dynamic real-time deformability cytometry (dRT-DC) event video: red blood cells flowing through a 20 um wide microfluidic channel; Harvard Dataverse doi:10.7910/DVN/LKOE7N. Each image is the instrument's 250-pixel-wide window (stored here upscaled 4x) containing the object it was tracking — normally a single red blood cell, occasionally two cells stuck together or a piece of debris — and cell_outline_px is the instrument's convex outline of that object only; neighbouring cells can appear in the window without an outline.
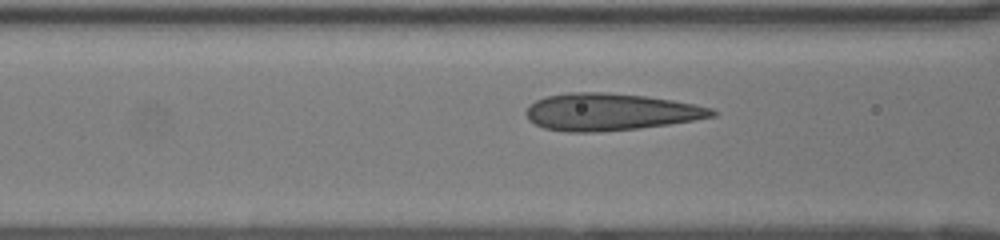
{"species": "human", "species_latin": "Homo sapiens", "temperature_condition": "room temperature", "stored_images_in_passage": 33, "camera_frame_rate_fps": 3000, "um_per_image_px": 0.085, "donor": {"sex": "female"}, "frame": {"image": 1, "passage_image": 13, "time_ms": 4.0, "image_size_px": [1000, 240], "cell_outline_px": [[720, 112], [716, 116], [668, 124], [640, 128], [596, 132], [568, 132], [544, 128], [528, 120], [524, 112], [536, 100], [544, 96], [568, 92], [608, 92], [644, 96], [672, 100], [696, 104], [712, 108]], "centroid_in_image_um": [51.88, 9.51], "position_along_channel_um": 114.7, "area_um2": 40.34}}
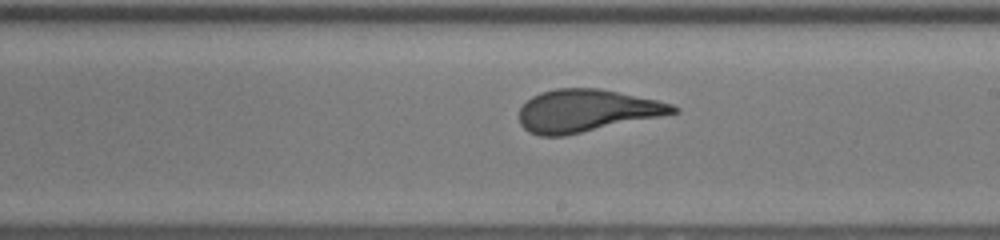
{"frame": {"image": 2, "passage_image": 22, "time_ms": 7.0, "image_size_px": [1000, 240], "cell_outline_px": [[680, 112], [564, 136], [540, 136], [528, 132], [520, 124], [520, 108], [532, 96], [540, 92], [556, 88], [600, 88], [656, 100], [672, 104], [680, 108]], "centroid_in_image_um": [49.84, 9.41], "position_along_channel_um": 239.2, "area_um2": 37.92}}
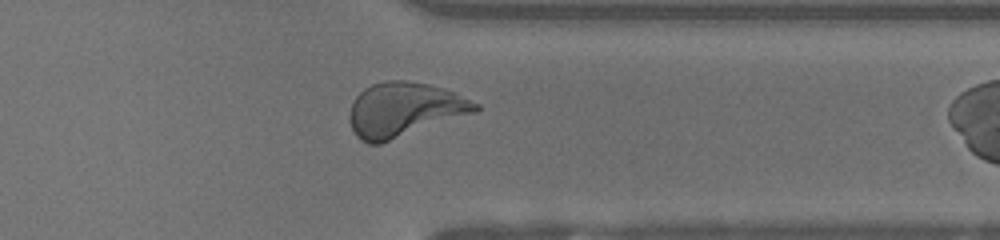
{"frame": {"image": 3, "passage_image": 32, "time_ms": 10.333, "image_size_px": [1000, 240], "cell_outline_px": [[480, 108], [476, 112], [380, 144], [368, 144], [360, 140], [356, 136], [352, 128], [348, 116], [352, 104], [356, 96], [364, 88], [372, 84], [388, 80], [404, 80], [428, 84], [444, 88], [456, 92], [480, 104]], "centroid_in_image_um": [34.36, 9.32], "position_along_channel_um": 377.0, "area_um2": 39.94}}